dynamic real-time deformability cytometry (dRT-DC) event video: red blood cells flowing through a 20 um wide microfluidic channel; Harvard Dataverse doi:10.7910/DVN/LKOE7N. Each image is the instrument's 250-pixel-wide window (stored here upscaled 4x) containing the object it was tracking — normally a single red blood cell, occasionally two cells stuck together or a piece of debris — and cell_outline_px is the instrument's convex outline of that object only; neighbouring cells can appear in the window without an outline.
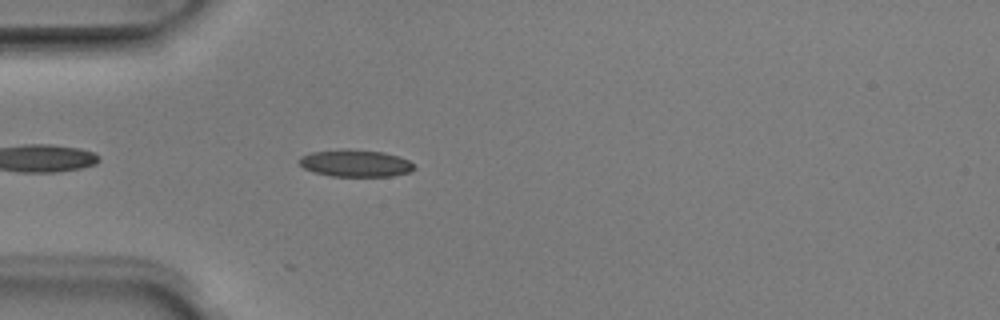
{"species": "Egyptian fruit bat (a non-hibernating species)", "species_latin": "Rousettus aegyptiacus", "temperature_condition": "room temperature", "stored_images_in_passage": 23, "camera_frame_rate_fps": 3000, "um_per_image_px": 0.085, "animal": {"sex": "male"}, "frame": {"image": 1, "passage_image": 4, "time_ms": 1.0, "image_size_px": [1000, 320], "cell_outline_px": [[416, 168], [412, 172], [392, 176], [332, 176], [312, 172], [304, 168], [300, 164], [300, 156], [312, 152], [344, 148], [384, 152], [408, 160]], "centroid_in_image_um": [30.21, 13.87], "position_along_channel_um": 54.8, "area_um2": 18.21}}
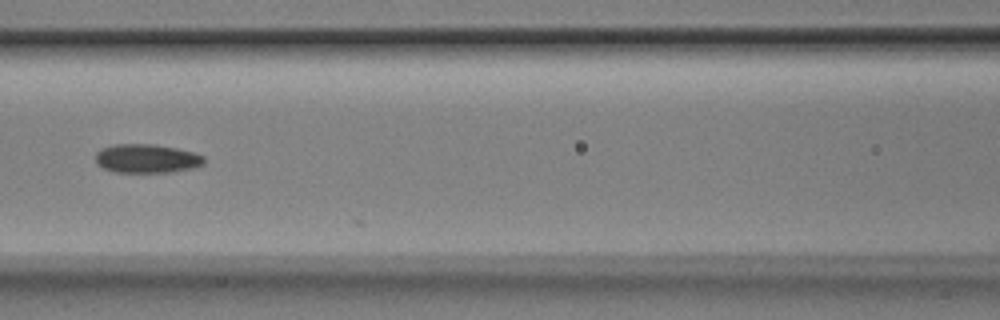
{"frame": {"image": 2, "passage_image": 12, "time_ms": 3.667, "image_size_px": [1000, 320], "cell_outline_px": [[204, 164], [196, 168], [172, 172], [116, 172], [104, 168], [96, 164], [96, 152], [100, 148], [112, 144], [152, 144], [176, 148], [192, 152], [204, 156]], "centroid_in_image_um": [12.47, 13.47], "position_along_channel_um": 154.1, "area_um2": 18.38}}
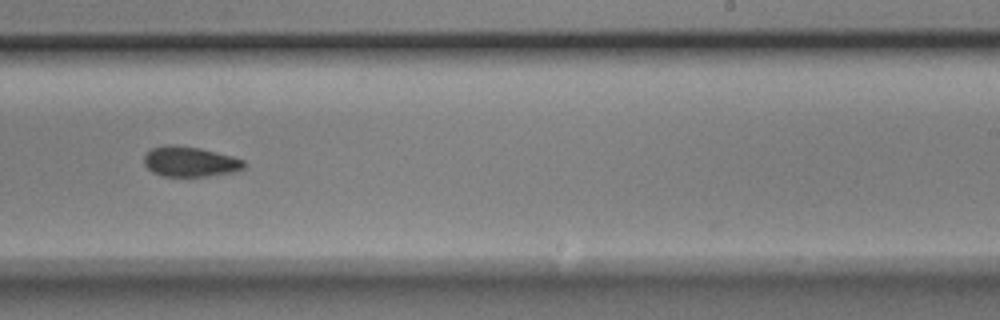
{"frame": {"image": 3, "passage_image": 21, "time_ms": 6.667, "image_size_px": [1000, 320], "cell_outline_px": [[244, 168], [236, 172], [208, 176], [160, 176], [152, 172], [144, 164], [144, 156], [152, 148], [168, 144], [172, 144], [200, 148], [232, 156], [244, 160]], "centroid_in_image_um": [16.15, 13.74], "position_along_channel_um": 272.9, "area_um2": 17.63}}